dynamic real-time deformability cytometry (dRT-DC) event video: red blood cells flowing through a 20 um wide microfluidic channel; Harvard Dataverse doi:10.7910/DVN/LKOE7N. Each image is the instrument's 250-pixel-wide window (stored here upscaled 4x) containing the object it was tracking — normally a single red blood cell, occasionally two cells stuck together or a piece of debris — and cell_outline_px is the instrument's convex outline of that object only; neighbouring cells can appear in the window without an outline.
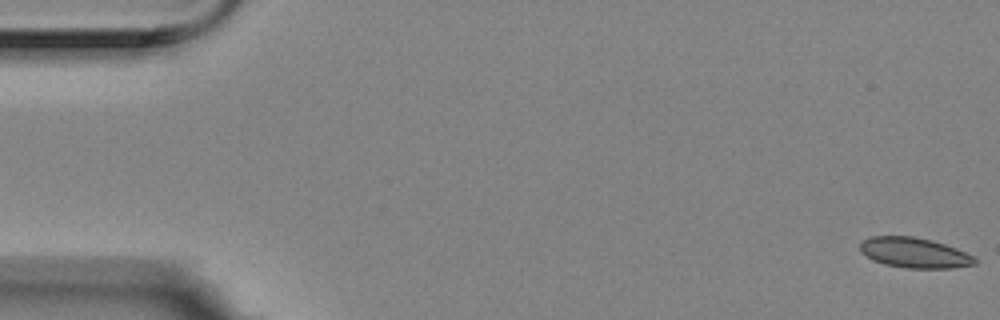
{"species": "Egyptian fruit bat (a non-hibernating species)", "species_latin": "Rousettus aegyptiacus", "temperature_condition": "room temperature", "stored_images_in_passage": 3, "camera_frame_rate_fps": 3000, "um_per_image_px": 0.085, "animal": {"sex": "female"}, "frame": {"image": 1, "passage_image": 1, "time_ms": 0.0, "image_size_px": [1000, 320], "cell_outline_px": [[976, 264], [952, 268], [904, 268], [884, 264], [872, 260], [860, 252], [860, 240], [868, 236], [912, 236], [932, 240], [956, 248], [976, 256]], "centroid_in_image_um": [77.69, 21.48], "position_along_channel_um": 7.3, "area_um2": 20.52}}